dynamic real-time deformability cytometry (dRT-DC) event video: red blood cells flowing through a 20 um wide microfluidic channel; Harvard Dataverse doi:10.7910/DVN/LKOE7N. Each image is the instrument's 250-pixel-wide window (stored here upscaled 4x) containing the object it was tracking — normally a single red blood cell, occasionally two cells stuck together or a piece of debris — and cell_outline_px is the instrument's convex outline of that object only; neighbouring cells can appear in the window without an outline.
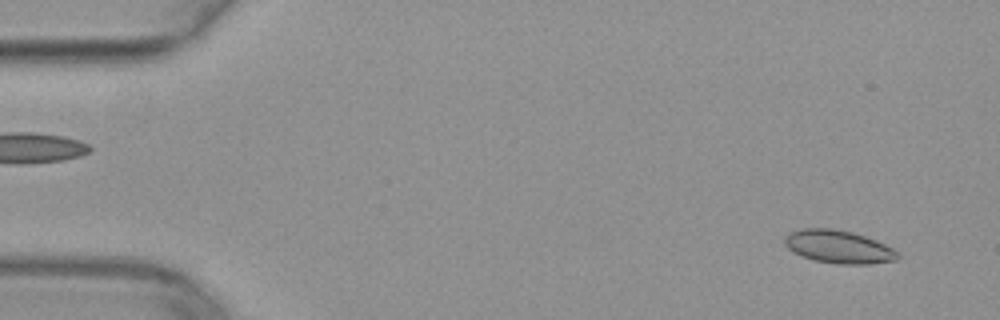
{"species": "common noctule bat (a hibernating species)", "species_latin": "Nyctalus noctula", "temperature_condition": "warm", "stored_images_in_passage": 26, "camera_frame_rate_fps": 3000, "um_per_image_px": 0.085, "animal": {"sex": "female", "body_mass_g": 29.2, "forearm_length_mm": 56.3}, "frame": {"image": 1, "passage_image": 3, "time_ms": 0.667, "image_size_px": [1000, 320], "cell_outline_px": [[900, 256], [896, 260], [868, 264], [836, 264], [812, 260], [800, 256], [792, 252], [784, 244], [784, 236], [788, 232], [800, 228], [832, 228], [852, 232], [864, 236], [884, 244], [892, 248]], "centroid_in_image_um": [71.2, 20.97], "position_along_channel_um": 13.8, "area_um2": 21.91}}
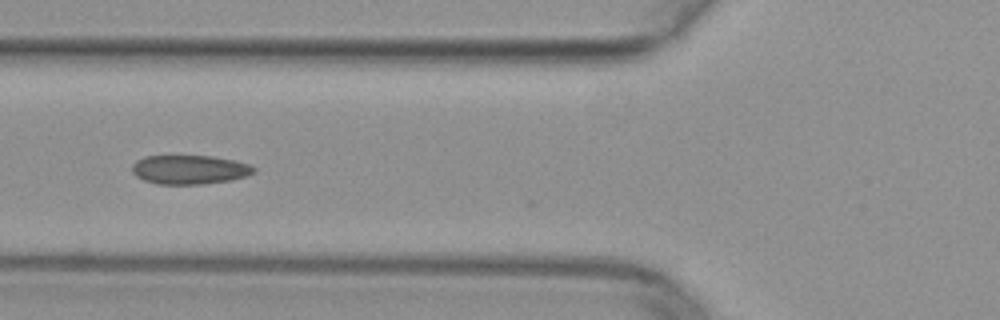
{"frame": {"image": 2, "passage_image": 19, "time_ms": 6.0, "image_size_px": [1000, 320], "cell_outline_px": [[256, 172], [248, 176], [232, 180], [204, 184], [156, 184], [144, 180], [136, 176], [132, 172], [132, 164], [136, 160], [144, 156], [212, 156], [236, 160], [248, 164], [256, 168]], "centroid_in_image_um": [16.13, 14.42], "position_along_channel_um": 109.7, "area_um2": 20.87}}
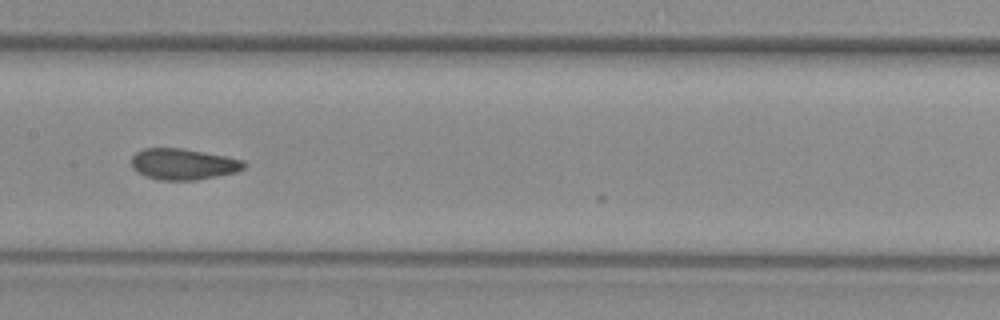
{"frame": {"image": 3, "passage_image": 25, "time_ms": 8.0, "image_size_px": [1000, 320], "cell_outline_px": [[248, 164], [244, 168], [236, 172], [196, 180], [160, 180], [144, 176], [136, 172], [132, 168], [132, 156], [136, 152], [144, 148], [180, 148], [224, 156], [244, 160]], "centroid_in_image_um": [15.56, 13.96], "position_along_channel_um": 191.8, "area_um2": 20.4}}